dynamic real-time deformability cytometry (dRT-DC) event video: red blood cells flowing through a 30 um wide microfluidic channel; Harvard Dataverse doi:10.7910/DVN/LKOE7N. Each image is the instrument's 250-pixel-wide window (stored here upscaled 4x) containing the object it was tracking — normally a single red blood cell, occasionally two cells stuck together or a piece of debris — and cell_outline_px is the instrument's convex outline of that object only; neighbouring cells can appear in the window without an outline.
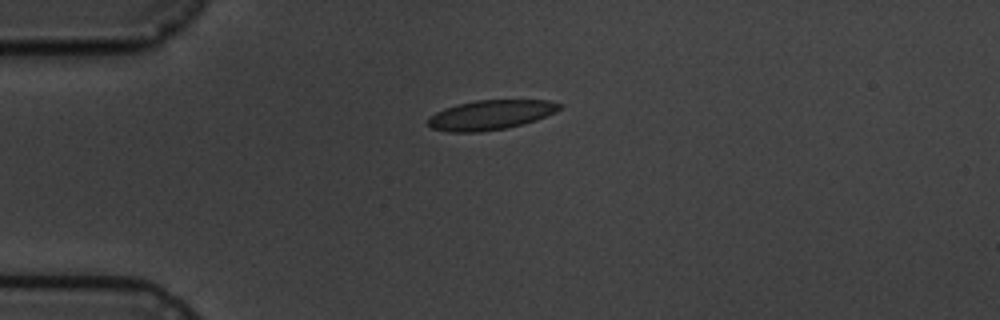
{"species": "common noctule bat (a hibernating species)", "species_latin": "Nyctalus noctula", "temperature_condition": "cold", "stored_images_in_passage": 5, "camera_frame_rate_fps": 3000, "um_per_image_px": 0.085, "animal": {"sex": "male", "body_mass_g": 19.5, "forearm_length_mm": 54.6}, "frame": {"image": 1, "passage_image": 1, "time_ms": 0.0, "image_size_px": [1000, 320], "cell_outline_px": [[564, 104], [556, 112], [536, 120], [524, 124], [504, 128], [480, 132], [448, 132], [432, 128], [428, 124], [428, 116], [444, 108], [456, 104], [476, 100], [548, 100]], "centroid_in_image_um": [41.7, 9.76], "position_along_channel_um": 43.3, "area_um2": 22.83}}
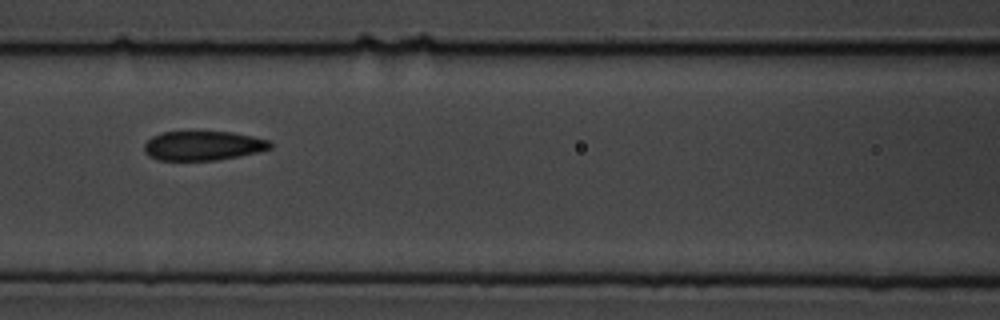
{"frame": {"image": 2, "passage_image": 4, "time_ms": 3.667, "image_size_px": [1000, 320], "cell_outline_px": [[272, 148], [256, 152], [216, 160], [156, 160], [148, 156], [144, 152], [144, 144], [152, 136], [160, 132], [232, 132], [252, 136], [268, 140], [272, 144]], "centroid_in_image_um": [17.21, 12.38], "position_along_channel_um": 149.4, "area_um2": 21.44}}
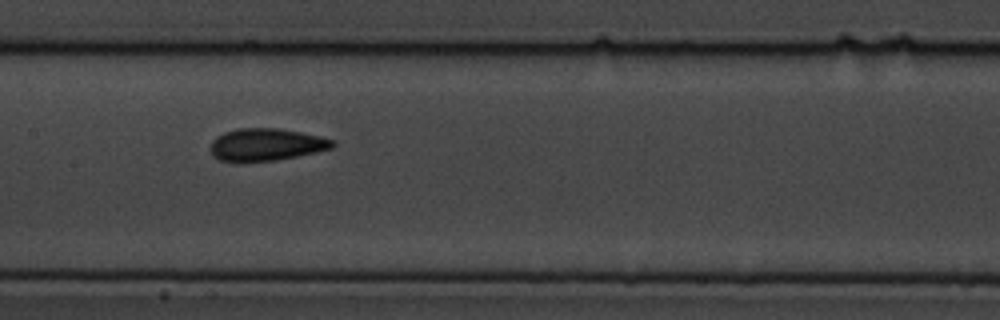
{"frame": {"image": 3, "passage_image": 5, "time_ms": 4.667, "image_size_px": [1000, 320], "cell_outline_px": [[336, 144], [332, 148], [316, 152], [276, 160], [236, 164], [220, 160], [212, 156], [208, 148], [212, 140], [216, 136], [224, 132], [236, 128], [280, 128], [320, 136], [336, 140]], "centroid_in_image_um": [22.56, 12.31], "position_along_channel_um": 184.8, "area_um2": 23.76}}